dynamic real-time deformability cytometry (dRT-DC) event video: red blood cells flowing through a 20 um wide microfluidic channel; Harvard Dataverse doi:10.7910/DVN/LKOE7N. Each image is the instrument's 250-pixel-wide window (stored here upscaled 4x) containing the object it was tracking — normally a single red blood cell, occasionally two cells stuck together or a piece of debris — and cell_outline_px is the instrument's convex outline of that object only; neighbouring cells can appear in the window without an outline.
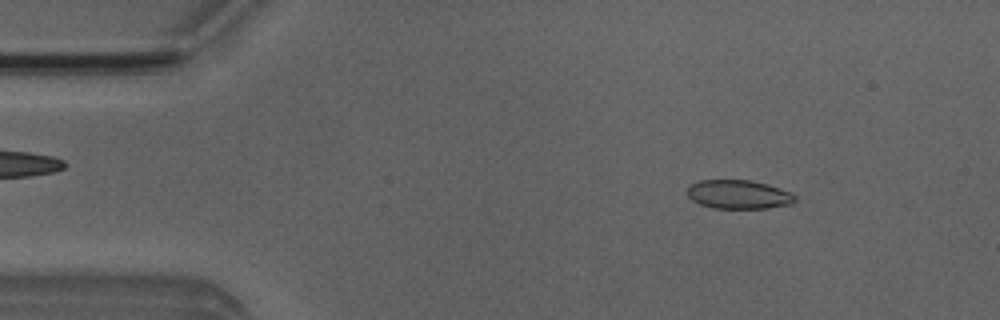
{"species": "Egyptian fruit bat (a non-hibernating species)", "species_latin": "Rousettus aegyptiacus", "temperature_condition": "room temperature", "stored_images_in_passage": 3, "camera_frame_rate_fps": 3000, "um_per_image_px": 0.085, "animal": {"sex": "male"}, "frame": {"image": 1, "passage_image": 1, "time_ms": 0.0, "image_size_px": [1000, 320], "cell_outline_px": [[796, 200], [792, 204], [768, 208], [712, 208], [700, 204], [692, 200], [688, 196], [688, 188], [692, 184], [700, 180], [752, 180], [768, 184], [788, 192], [796, 196]], "centroid_in_image_um": [62.79, 16.53], "position_along_channel_um": 22.2, "area_um2": 18.03}}